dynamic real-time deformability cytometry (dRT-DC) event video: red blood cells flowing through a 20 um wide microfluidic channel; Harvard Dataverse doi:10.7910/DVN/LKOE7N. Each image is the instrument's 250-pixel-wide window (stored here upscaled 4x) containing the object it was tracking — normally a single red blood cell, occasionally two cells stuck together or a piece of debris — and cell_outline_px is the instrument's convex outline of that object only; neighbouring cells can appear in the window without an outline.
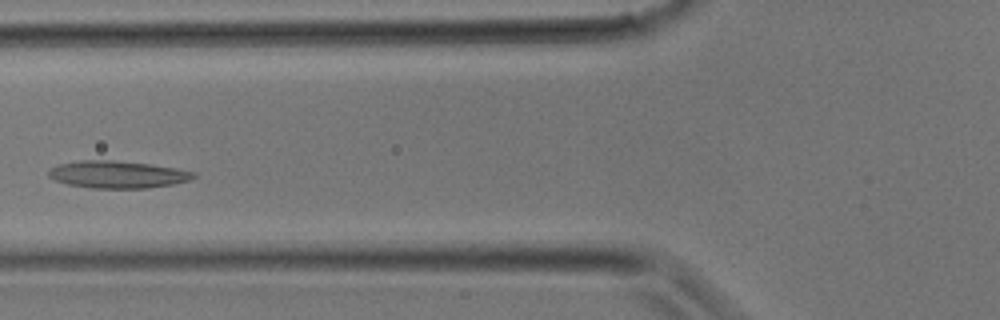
{"species": "common noctule bat (a hibernating species)", "species_latin": "Nyctalus noctula", "temperature_condition": "room temperature", "stored_images_in_passage": 12, "camera_frame_rate_fps": 3000, "um_per_image_px": 0.085, "animal": {"sex": "male", "body_mass_g": 17.9}, "frame": {"image": 1, "passage_image": 9, "time_ms": 2.667, "image_size_px": [1000, 320], "cell_outline_px": [[196, 176], [188, 180], [172, 184], [148, 188], [88, 188], [68, 184], [56, 180], [48, 176], [48, 172], [52, 168], [60, 164], [80, 160], [112, 160], [152, 164], [176, 168], [196, 172]], "centroid_in_image_um": [10.01, 14.83], "position_along_channel_um": 115.8, "area_um2": 22.95}}
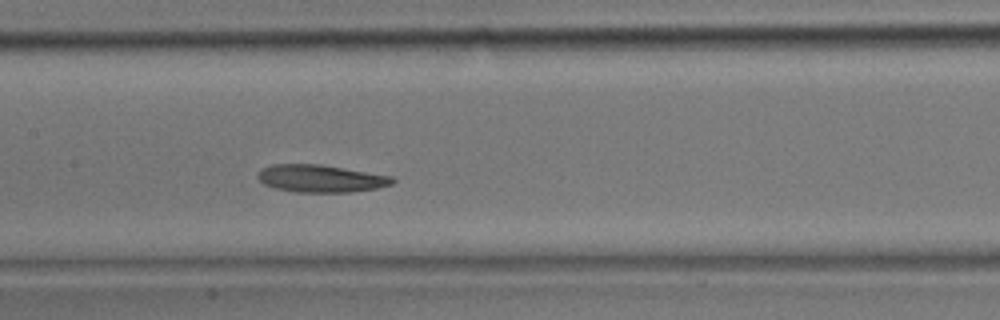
{"frame": {"image": 2, "passage_image": 12, "time_ms": 3.667, "image_size_px": [1000, 320], "cell_outline_px": [[396, 180], [392, 184], [376, 188], [348, 192], [296, 192], [276, 188], [264, 184], [256, 176], [264, 168], [272, 164], [320, 164], [392, 176]], "centroid_in_image_um": [27.27, 15.17], "position_along_channel_um": 180.1, "area_um2": 21.33}}